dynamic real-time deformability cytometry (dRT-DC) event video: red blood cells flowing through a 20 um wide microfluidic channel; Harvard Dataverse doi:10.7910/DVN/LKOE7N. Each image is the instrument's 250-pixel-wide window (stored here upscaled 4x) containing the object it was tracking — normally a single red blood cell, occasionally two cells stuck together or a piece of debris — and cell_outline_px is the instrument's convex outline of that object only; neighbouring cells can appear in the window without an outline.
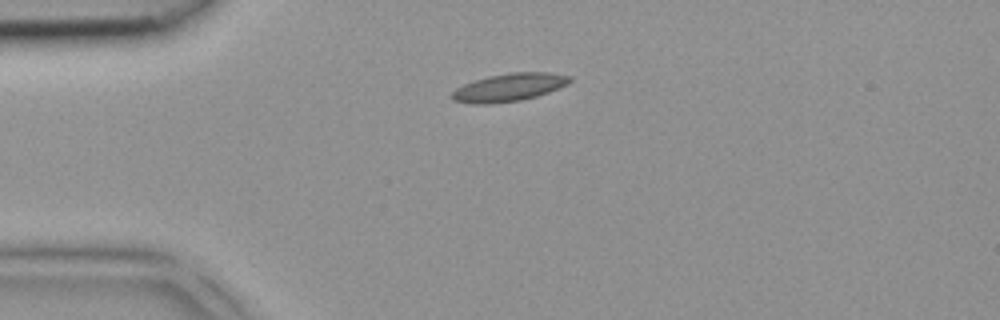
{"species": "common noctule bat (a hibernating species)", "species_latin": "Nyctalus noctula", "temperature_condition": "room temperature", "stored_images_in_passage": 2, "camera_frame_rate_fps": 3000, "um_per_image_px": 0.085, "animal": {"sex": "female", "body_mass_g": 18.4}, "frame": {"image": 1, "passage_image": 1, "time_ms": 0.0, "image_size_px": [1000, 320], "cell_outline_px": [[572, 80], [568, 84], [548, 92], [536, 96], [520, 100], [492, 104], [472, 104], [452, 100], [452, 92], [456, 88], [464, 84], [488, 76], [512, 72], [548, 72], [572, 76]], "centroid_in_image_um": [43.28, 7.42], "position_along_channel_um": 41.7, "area_um2": 19.13}}
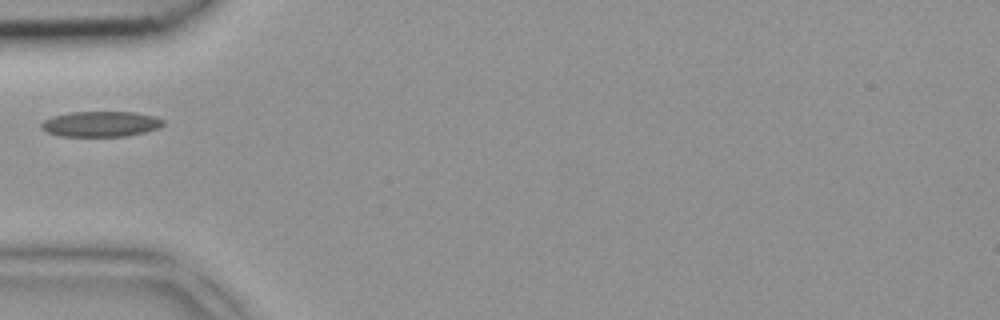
{"frame": {"image": 2, "passage_image": 2, "time_ms": 0.333, "image_size_px": [1000, 320], "cell_outline_px": [[164, 124], [160, 128], [144, 132], [124, 136], [60, 136], [48, 132], [40, 128], [40, 124], [44, 120], [52, 116], [68, 112], [136, 112], [156, 116], [164, 120]], "centroid_in_image_um": [8.57, 10.53], "position_along_channel_um": 76.4, "area_um2": 18.21}}